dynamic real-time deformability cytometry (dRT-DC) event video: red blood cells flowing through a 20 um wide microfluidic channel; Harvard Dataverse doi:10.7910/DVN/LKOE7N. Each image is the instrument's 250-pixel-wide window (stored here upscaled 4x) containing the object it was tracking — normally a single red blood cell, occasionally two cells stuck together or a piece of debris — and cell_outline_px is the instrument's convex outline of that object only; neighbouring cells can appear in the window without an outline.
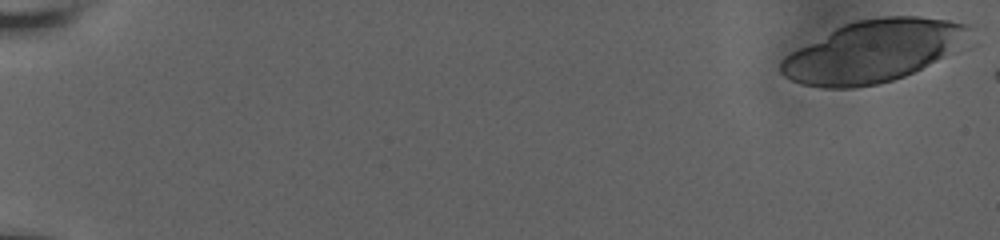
{"species": "human", "species_latin": "Homo sapiens", "temperature_condition": "room temperature", "stored_images_in_passage": 11, "camera_frame_rate_fps": 3000, "um_per_image_px": 0.085, "donor": {"sex": "male"}, "frame": {"image": 1, "passage_image": 1, "time_ms": 0.0, "image_size_px": [1000, 240], "cell_outline_px": [[968, 28], [944, 56], [904, 76], [892, 80], [876, 84], [856, 88], [820, 88], [800, 84], [784, 76], [780, 72], [780, 60], [784, 56], [836, 28], [844, 24], [860, 20], [884, 16], [920, 16], [948, 20], [968, 24]], "centroid_in_image_um": [74.07, 4.37], "position_along_channel_um": 10.9, "area_um2": 66.12}}